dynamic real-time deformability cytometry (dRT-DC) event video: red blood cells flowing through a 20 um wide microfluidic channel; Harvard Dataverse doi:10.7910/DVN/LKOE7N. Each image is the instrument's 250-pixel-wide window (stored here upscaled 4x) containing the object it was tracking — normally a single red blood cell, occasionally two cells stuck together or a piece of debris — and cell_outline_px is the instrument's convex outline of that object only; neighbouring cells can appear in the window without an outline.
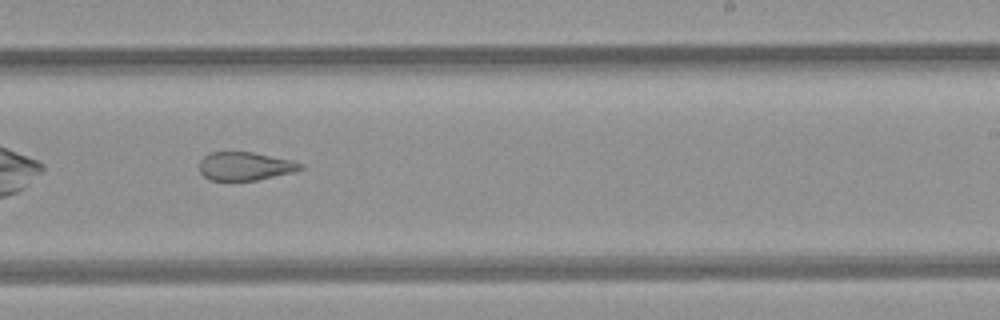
{"species": "common noctule bat (a hibernating species)", "species_latin": "Nyctalus noctula", "temperature_condition": "room temperature", "stored_images_in_passage": 35, "camera_frame_rate_fps": 3000, "um_per_image_px": 0.085, "animal": {"sex": "female", "body_mass_g": 21.9}, "frame": {"image": 1, "passage_image": 16, "time_ms": 5.0, "image_size_px": [1000, 320], "cell_outline_px": [[304, 168], [292, 172], [256, 180], [212, 180], [204, 176], [200, 172], [200, 160], [204, 156], [212, 152], [252, 152], [292, 160], [304, 164]], "centroid_in_image_um": [20.84, 14.12], "position_along_channel_um": 268.2, "area_um2": 16.53}, "authors_computed_cell_mechanics": {"area_um2": 19.652, "velocity_mm_per_s": 4.2719, "shape_relaxation_time_tau1_ms": null, "shape_relaxation_time_tau2_ms": 1.5171, "deformation_change_tau1": null, "deformation_change_tau2": 0.0988}}